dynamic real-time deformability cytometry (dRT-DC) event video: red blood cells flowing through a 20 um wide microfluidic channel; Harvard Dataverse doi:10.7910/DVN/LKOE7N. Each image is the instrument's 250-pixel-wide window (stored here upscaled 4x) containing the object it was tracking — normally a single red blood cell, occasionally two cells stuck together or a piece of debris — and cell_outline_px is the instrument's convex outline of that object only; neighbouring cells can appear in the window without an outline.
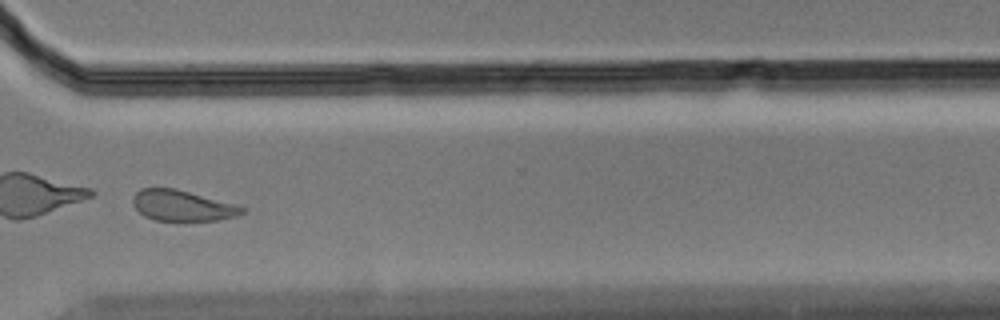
{"species": "Egyptian fruit bat (a non-hibernating species)", "species_latin": "Rousettus aegyptiacus", "temperature_condition": "cold", "stored_images_in_passage": 48, "camera_frame_rate_fps": 3000, "um_per_image_px": 0.085, "animal": {"sex": "male"}, "frame": {"image": 1, "passage_image": 41, "time_ms": 13.333, "image_size_px": [1000, 320], "cell_outline_px": [[244, 212], [236, 216], [220, 220], [184, 224], [152, 220], [144, 216], [132, 204], [132, 196], [140, 188], [176, 188], [240, 204], [244, 208]], "centroid_in_image_um": [15.53, 17.52], "position_along_channel_um": 355.1, "area_um2": 20.87}, "authors_computed_cell_mechanics": {"area_um2": 20.8658, "velocity_mm_per_s": 3.5324, "shape_relaxation_time_tau1_ms": 2.6543, "shape_relaxation_time_tau2_ms": 1.5436, "deformation_change_tau1": 0.2438, "deformation_change_tau2": 0.0925}}